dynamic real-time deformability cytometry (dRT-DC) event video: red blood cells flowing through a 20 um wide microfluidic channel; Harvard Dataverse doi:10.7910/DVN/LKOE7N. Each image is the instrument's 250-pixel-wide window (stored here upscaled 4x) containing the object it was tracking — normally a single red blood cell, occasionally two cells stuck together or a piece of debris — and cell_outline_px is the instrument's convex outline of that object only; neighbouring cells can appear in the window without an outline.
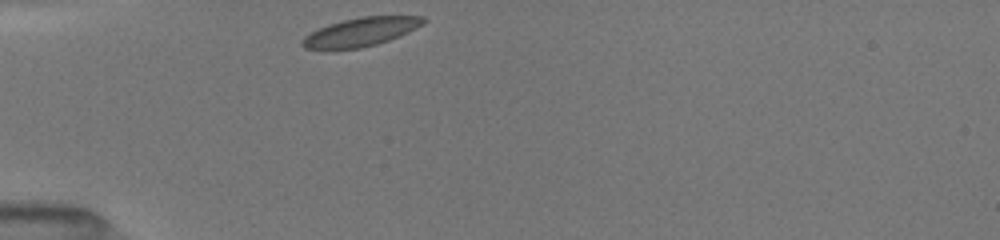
{"species": "common noctule bat (a hibernating species)", "species_latin": "Nyctalus noctula", "temperature_condition": "room temperature", "stored_images_in_passage": 9, "camera_frame_rate_fps": 3000, "um_per_image_px": 0.085, "animal": {"sex": "female", "body_mass_g": 19.5, "forearm_length_mm": 54.1}, "frame": {"image": 1, "passage_image": 1, "time_ms": 0.0, "image_size_px": [1000, 240], "cell_outline_px": [[428, 20], [424, 24], [400, 36], [376, 44], [360, 48], [328, 52], [324, 52], [304, 48], [300, 44], [300, 40], [304, 36], [328, 24], [360, 16], [424, 16]], "centroid_in_image_um": [30.6, 2.76], "position_along_channel_um": 54.4, "area_um2": 20.87}}
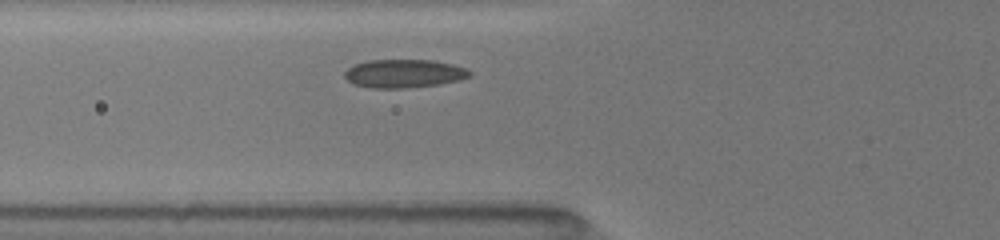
{"frame": {"image": 2, "passage_image": 7, "time_ms": 1.333, "image_size_px": [1000, 240], "cell_outline_px": [[472, 72], [468, 76], [460, 80], [440, 84], [408, 88], [368, 88], [352, 84], [344, 76], [344, 72], [348, 68], [356, 64], [368, 60], [436, 60], [468, 68]], "centroid_in_image_um": [34.34, 6.25], "position_along_channel_um": 91.5, "area_um2": 20.87}}